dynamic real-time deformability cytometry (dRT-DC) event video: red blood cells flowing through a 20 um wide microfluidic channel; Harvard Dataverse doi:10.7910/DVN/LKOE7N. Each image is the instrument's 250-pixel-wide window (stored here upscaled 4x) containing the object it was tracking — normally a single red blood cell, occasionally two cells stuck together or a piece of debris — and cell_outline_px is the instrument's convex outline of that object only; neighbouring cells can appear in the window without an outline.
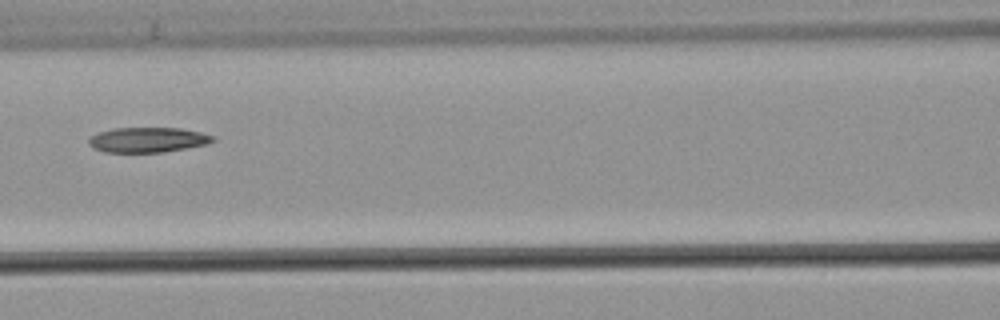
{"species": "common noctule bat (a hibernating species)", "species_latin": "Nyctalus noctula", "temperature_condition": "warm", "stored_images_in_passage": 7, "segment_of_instrument_passage": [1, 2], "camera_frame_rate_fps": 3000, "um_per_image_px": 0.085, "animal": {"sex": "male", "body_mass_g": 21.5, "forearm_length_mm": 52.0}, "frame": {"image": 1, "passage_image": 6, "time_ms": 1.667, "image_size_px": [1000, 320], "cell_outline_px": [[216, 140], [208, 144], [164, 152], [104, 152], [92, 148], [88, 144], [88, 140], [92, 136], [100, 132], [112, 128], [180, 128], [200, 132], [216, 136]], "centroid_in_image_um": [12.58, 11.89], "position_along_channel_um": 154.0, "area_um2": 18.21}}